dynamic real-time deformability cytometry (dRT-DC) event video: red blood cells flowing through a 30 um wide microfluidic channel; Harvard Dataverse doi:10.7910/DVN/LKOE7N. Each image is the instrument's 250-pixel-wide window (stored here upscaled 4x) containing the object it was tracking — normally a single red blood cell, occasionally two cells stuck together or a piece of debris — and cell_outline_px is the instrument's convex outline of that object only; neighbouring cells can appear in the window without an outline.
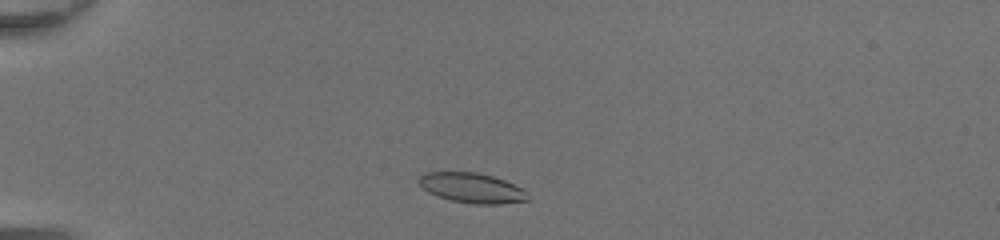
{"species": "common noctule bat (a hibernating species)", "species_latin": "Nyctalus noctula", "temperature_condition": "room temperature", "stored_images_in_passage": 39, "camera_frame_rate_fps": 3000, "um_per_image_px": 0.085, "animal": {"sex": "female", "body_mass_g": 20.0, "forearm_length_mm": 54.0}, "frame": {"image": 1, "passage_image": 4, "time_ms": 1.0, "image_size_px": [1000, 240], "cell_outline_px": [[528, 200], [500, 204], [472, 204], [452, 200], [428, 192], [416, 180], [424, 172], [476, 172], [492, 176], [504, 180], [524, 188], [528, 192]], "centroid_in_image_um": [40.14, 15.97], "position_along_channel_um": 44.9, "area_um2": 19.02}}
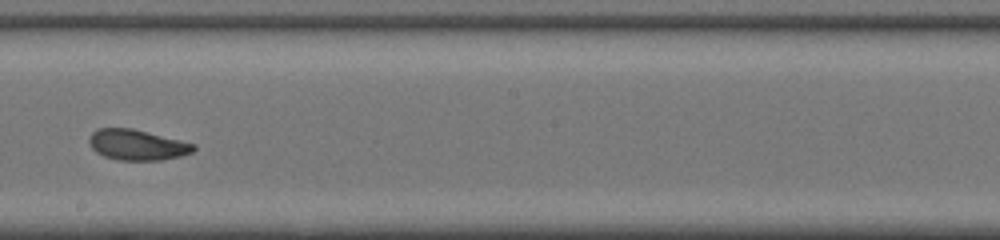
{"frame": {"image": 2, "passage_image": 20, "time_ms": 6.333, "image_size_px": [1000, 240], "cell_outline_px": [[196, 148], [192, 152], [180, 156], [160, 160], [116, 160], [104, 156], [96, 152], [88, 144], [88, 136], [96, 128], [132, 128], [196, 144]], "centroid_in_image_um": [11.61, 12.31], "position_along_channel_um": 236.6, "area_um2": 18.73}}
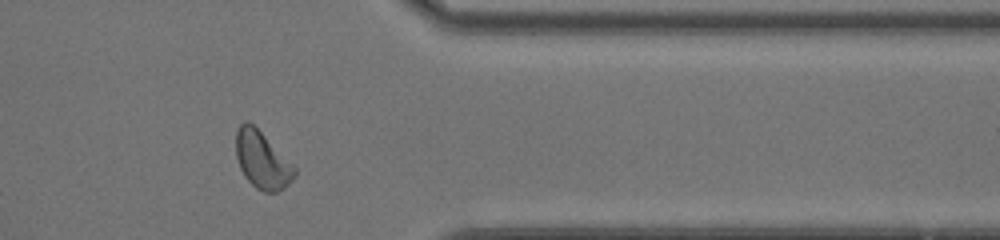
{"frame": {"image": 3, "passage_image": 31, "time_ms": 10.0, "image_size_px": [1000, 240], "cell_outline_px": [[296, 176], [284, 188], [276, 192], [264, 192], [256, 188], [244, 176], [240, 168], [236, 156], [236, 128], [244, 120], [248, 120], [296, 168]], "centroid_in_image_um": [22.26, 13.62], "position_along_channel_um": 389.1, "area_um2": 19.25}, "authors_computed_cell_mechanics": {"area_um2": 19.2474, "velocity_mm_per_s": 4.3821, "shape_relaxation_time_tau1_ms": 5.3144, "shape_relaxation_time_tau2_ms": 2.0588, "deformation_change_tau1": 0.1515, "deformation_change_tau2": 0.0753}}